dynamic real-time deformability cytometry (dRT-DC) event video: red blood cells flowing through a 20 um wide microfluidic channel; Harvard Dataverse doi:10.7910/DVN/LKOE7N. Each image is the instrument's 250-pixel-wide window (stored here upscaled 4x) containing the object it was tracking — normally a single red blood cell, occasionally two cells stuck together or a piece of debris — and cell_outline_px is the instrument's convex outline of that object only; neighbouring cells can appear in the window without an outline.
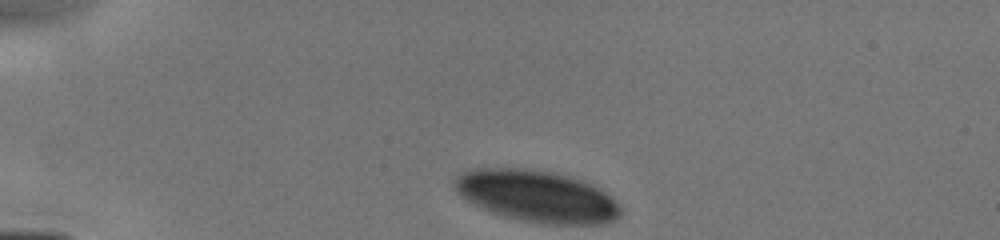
{"species": "human", "species_latin": "Homo sapiens", "temperature_condition": "cold", "stored_images_in_passage": 9, "camera_frame_rate_fps": 3000, "um_per_image_px": 0.085, "donor": {"sex": "male"}, "frame": {"image": 1, "passage_image": 1, "time_ms": 0.0, "image_size_px": [1000, 240], "cell_outline_px": [[620, 216], [616, 220], [600, 224], [540, 224], [492, 212], [480, 208], [456, 192], [452, 184], [452, 180], [456, 176], [464, 172], [476, 168], [524, 168], [552, 172], [584, 180], [600, 188], [620, 208]], "centroid_in_image_um": [45.61, 16.67], "position_along_channel_um": 39.4, "area_um2": 49.82}}